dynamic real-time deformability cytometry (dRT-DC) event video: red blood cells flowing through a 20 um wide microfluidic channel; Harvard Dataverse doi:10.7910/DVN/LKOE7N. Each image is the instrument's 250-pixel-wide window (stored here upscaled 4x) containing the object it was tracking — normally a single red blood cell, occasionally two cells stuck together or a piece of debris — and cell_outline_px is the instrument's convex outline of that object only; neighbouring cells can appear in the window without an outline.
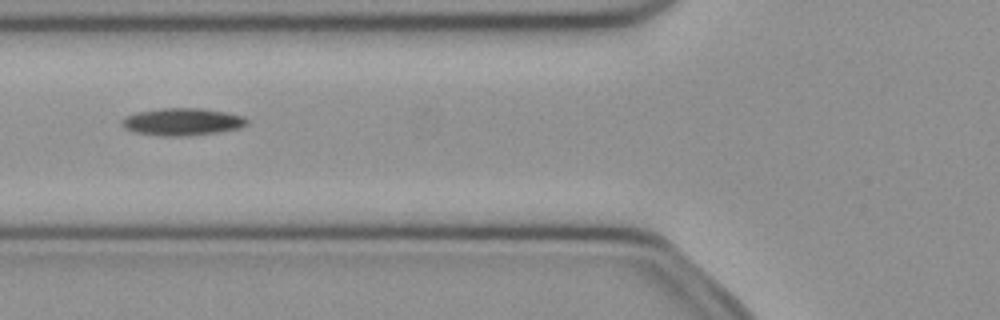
{"species": "common noctule bat (a hibernating species)", "species_latin": "Nyctalus noctula", "temperature_condition": "cold", "stored_images_in_passage": 33, "camera_frame_rate_fps": 3000, "um_per_image_px": 0.085, "animal": {"sex": "female", "body_mass_g": 21.9}, "frame": {"image": 1, "passage_image": 7, "time_ms": 2.0, "image_size_px": [1000, 320], "cell_outline_px": [[248, 124], [240, 128], [192, 136], [160, 136], [136, 132], [124, 128], [120, 120], [124, 116], [136, 112], [160, 108], [200, 108], [224, 112], [244, 116], [248, 120]], "centroid_in_image_um": [15.47, 10.35], "position_along_channel_um": 110.3, "area_um2": 20.06}}
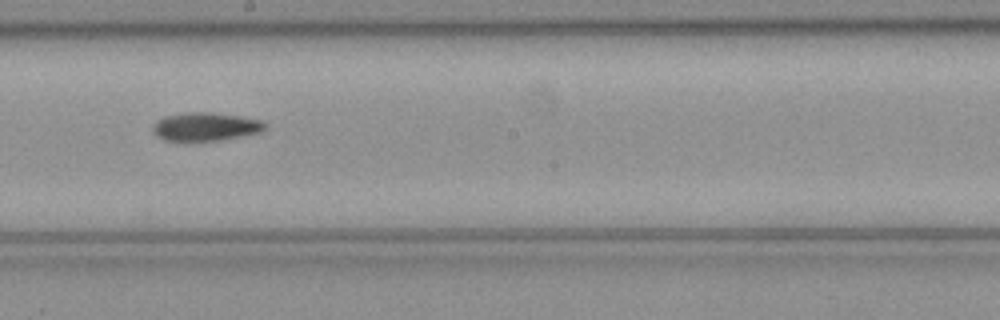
{"frame": {"image": 2, "passage_image": 16, "time_ms": 5.0, "image_size_px": [1000, 320], "cell_outline_px": [[264, 128], [260, 132], [244, 136], [220, 140], [164, 140], [156, 136], [152, 132], [152, 124], [156, 120], [164, 116], [184, 112], [212, 112], [240, 116], [260, 120], [264, 124]], "centroid_in_image_um": [17.4, 10.75], "position_along_channel_um": 230.8, "area_um2": 18.55}}
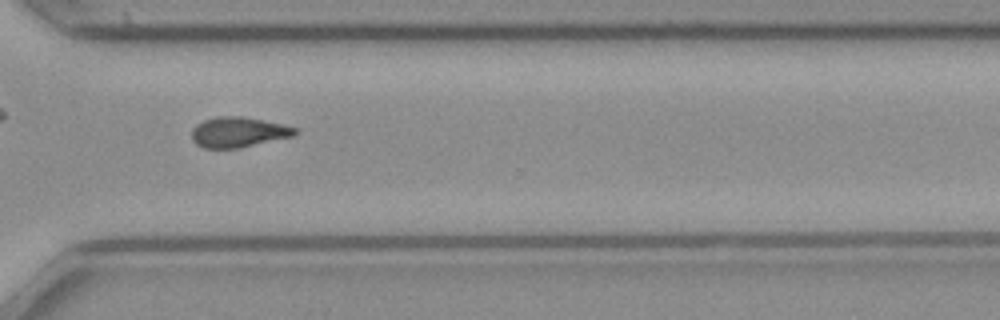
{"frame": {"image": 3, "passage_image": 25, "time_ms": 8.0, "image_size_px": [1000, 320], "cell_outline_px": [[296, 136], [240, 148], [204, 148], [196, 144], [192, 140], [192, 128], [196, 124], [204, 120], [220, 116], [244, 116], [284, 124], [296, 128]], "centroid_in_image_um": [20.28, 11.23], "position_along_channel_um": 350.3, "area_um2": 18.44}}